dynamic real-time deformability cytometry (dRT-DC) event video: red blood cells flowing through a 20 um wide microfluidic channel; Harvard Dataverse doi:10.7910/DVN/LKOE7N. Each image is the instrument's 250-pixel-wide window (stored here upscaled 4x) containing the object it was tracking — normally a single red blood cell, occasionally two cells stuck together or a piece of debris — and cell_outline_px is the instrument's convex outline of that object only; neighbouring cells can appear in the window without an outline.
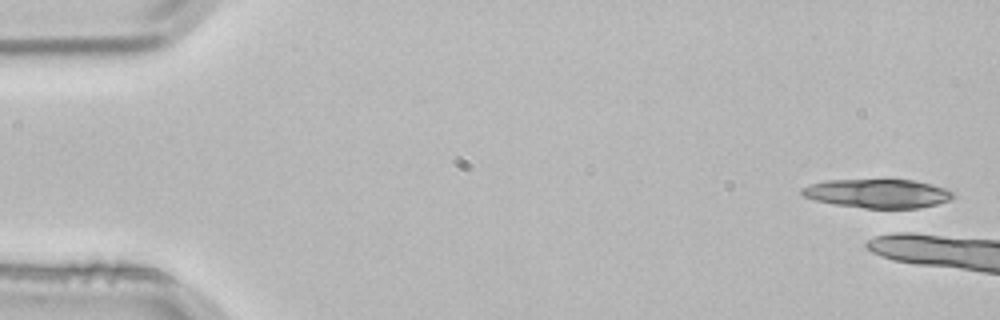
{"species": "common noctule bat (a hibernating species)", "species_latin": "Nyctalus noctula", "temperature_condition": "room temperature", "stored_images_in_passage": 1, "camera_frame_rate_fps": 3000, "um_per_image_px": 0.085, "animal": {"sex": "male", "body_mass_g": 21.5, "forearm_length_mm": 52.0}, "frame": {"image": 1, "passage_image": 1, "time_ms": 0.0, "image_size_px": [1000, 320], "cell_outline_px": [[956, 196], [948, 200], [936, 204], [920, 208], [864, 208], [836, 204], [816, 200], [804, 196], [800, 192], [800, 188], [808, 184], [828, 180], [916, 180], [932, 184], [944, 188], [952, 192]], "centroid_in_image_um": [74.6, 16.44], "position_along_channel_um": 10.4, "area_um2": 25.32}}